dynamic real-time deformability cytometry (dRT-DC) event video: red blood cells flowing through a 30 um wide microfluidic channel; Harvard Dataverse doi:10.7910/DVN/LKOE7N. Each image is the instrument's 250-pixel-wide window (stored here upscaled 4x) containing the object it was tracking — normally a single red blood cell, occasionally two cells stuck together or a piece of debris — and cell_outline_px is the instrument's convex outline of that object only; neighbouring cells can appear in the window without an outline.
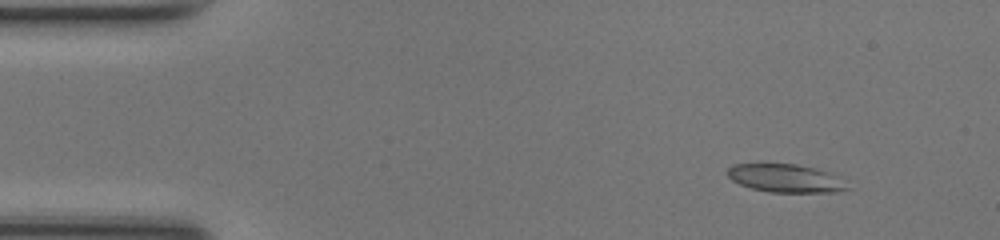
{"species": "common noctule bat (a hibernating species)", "species_latin": "Nyctalus noctula", "temperature_condition": "room temperature", "stored_images_in_passage": 45, "camera_frame_rate_fps": 3000, "um_per_image_px": 0.085, "animal": {"sex": "female", "body_mass_g": 17.0, "forearm_length_mm": 48.0}, "frame": {"image": 1, "passage_image": 2, "time_ms": 0.333, "image_size_px": [1000, 240], "cell_outline_px": [[852, 188], [840, 192], [768, 192], [752, 188], [740, 184], [732, 180], [728, 176], [728, 168], [732, 164], [760, 160], [796, 164], [816, 168], [828, 172], [836, 176]], "centroid_in_image_um": [66.71, 15.1], "position_along_channel_um": 18.3, "area_um2": 20.58}}
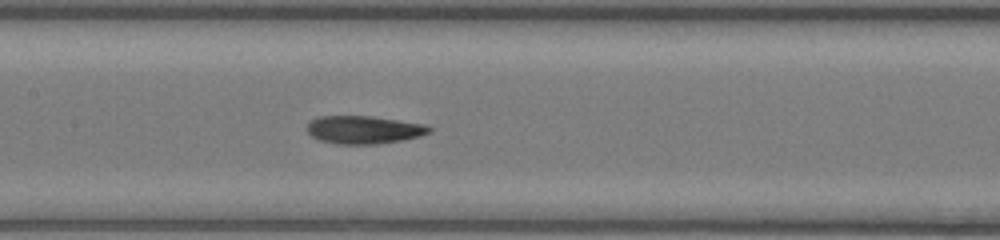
{"frame": {"image": 2, "passage_image": 20, "time_ms": 6.333, "image_size_px": [1000, 240], "cell_outline_px": [[432, 132], [420, 136], [400, 140], [376, 144], [336, 144], [320, 140], [312, 136], [308, 132], [308, 120], [320, 116], [372, 116], [424, 124], [432, 128]], "centroid_in_image_um": [30.92, 11.02], "position_along_channel_um": 176.5, "area_um2": 19.88}}
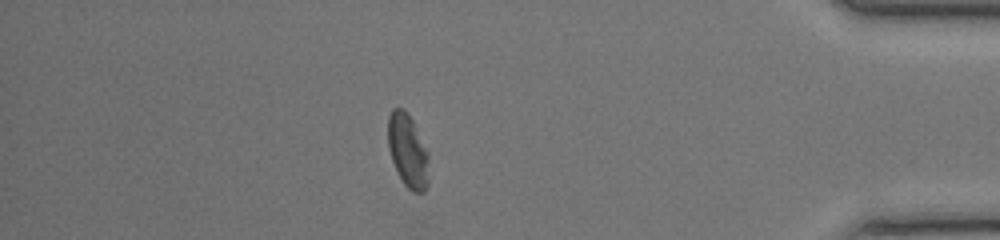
{"frame": {"image": 3, "passage_image": 39, "time_ms": 12.667, "image_size_px": [1000, 240], "cell_outline_px": [[428, 184], [424, 192], [412, 192], [404, 184], [392, 160], [388, 148], [388, 116], [392, 108], [404, 108], [412, 120], [428, 152]], "centroid_in_image_um": [34.66, 12.81], "position_along_channel_um": 400.5, "area_um2": 17.4}, "authors_computed_cell_mechanics": {"area_um2": 19.8832, "velocity_mm_per_s": 4.2357, "shape_relaxation_time_tau1_ms": 3.7163, "shape_relaxation_time_tau2_ms": 2.7187, "deformation_change_tau1": 0.1399, "deformation_change_tau2": 0.1007}}